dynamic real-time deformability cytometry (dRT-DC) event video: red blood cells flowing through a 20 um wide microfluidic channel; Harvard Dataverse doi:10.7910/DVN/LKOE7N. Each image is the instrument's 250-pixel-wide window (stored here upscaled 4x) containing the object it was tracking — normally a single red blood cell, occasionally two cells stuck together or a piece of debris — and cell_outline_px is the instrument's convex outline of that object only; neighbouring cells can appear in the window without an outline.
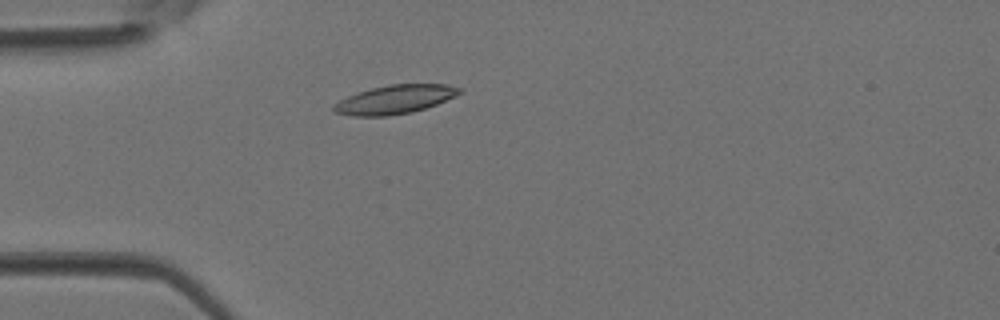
{"species": "Egyptian fruit bat (a non-hibernating species)", "species_latin": "Rousettus aegyptiacus", "temperature_condition": "room temperature", "stored_images_in_passage": 1, "camera_frame_rate_fps": 3000, "um_per_image_px": 0.085, "animal": {"sex": "female"}, "frame": {"image": 1, "passage_image": 1, "time_ms": 0.0, "image_size_px": [1000, 320], "cell_outline_px": [[464, 92], [436, 104], [412, 112], [388, 116], [352, 116], [332, 112], [332, 104], [348, 96], [372, 88], [392, 84], [448, 84], [464, 88]], "centroid_in_image_um": [33.58, 8.45], "position_along_channel_um": 51.4, "area_um2": 21.1}}